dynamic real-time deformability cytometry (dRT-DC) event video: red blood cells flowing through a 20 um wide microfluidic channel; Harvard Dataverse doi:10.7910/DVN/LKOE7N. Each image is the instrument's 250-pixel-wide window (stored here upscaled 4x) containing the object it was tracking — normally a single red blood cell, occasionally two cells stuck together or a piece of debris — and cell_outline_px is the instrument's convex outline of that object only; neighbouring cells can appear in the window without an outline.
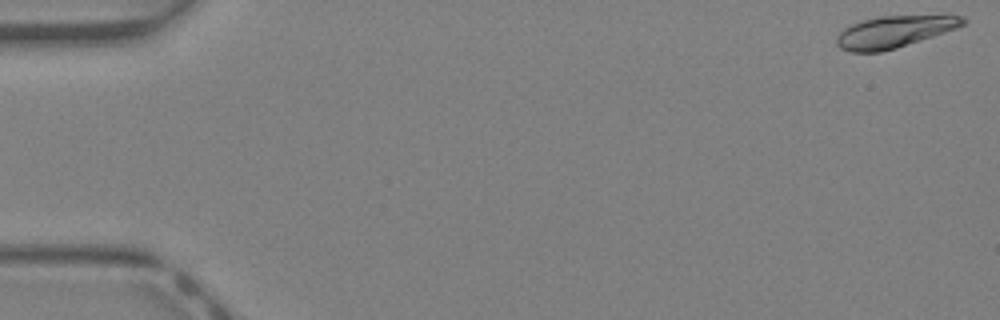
{"species": "Egyptian fruit bat (a non-hibernating species)", "species_latin": "Rousettus aegyptiacus", "temperature_condition": "warm", "stored_images_in_passage": 14, "camera_frame_rate_fps": 3000, "um_per_image_px": 0.085, "animal": {"sex": "female"}, "frame": {"image": 1, "passage_image": 1, "time_ms": 0.0, "image_size_px": [1000, 320], "cell_outline_px": [[968, 20], [964, 24], [956, 28], [896, 48], [880, 52], [848, 52], [840, 48], [836, 44], [836, 36], [844, 28], [860, 20], [880, 16], [948, 12], [960, 16]], "centroid_in_image_um": [76.07, 2.64], "position_along_channel_um": 8.9, "area_um2": 24.28}}
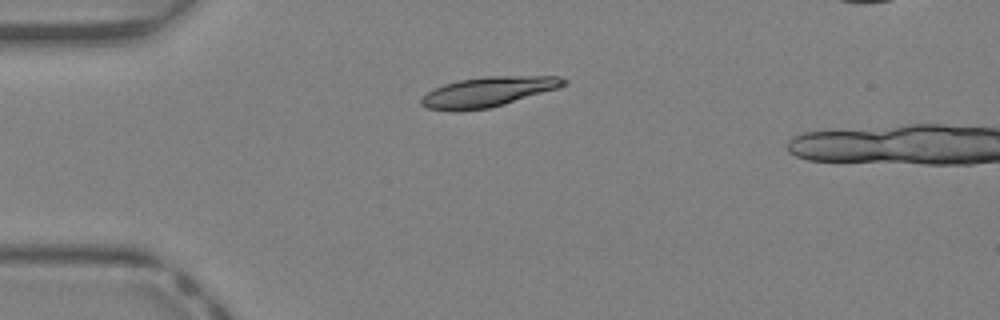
{"frame": {"image": 2, "passage_image": 11, "time_ms": 3.333, "image_size_px": [1000, 320], "cell_outline_px": [[568, 84], [556, 88], [504, 104], [488, 108], [460, 112], [452, 112], [428, 108], [420, 104], [420, 100], [428, 92], [444, 84], [460, 80], [488, 76], [560, 76], [568, 80]], "centroid_in_image_um": [41.46, 7.81], "position_along_channel_um": 43.5, "area_um2": 24.68}}